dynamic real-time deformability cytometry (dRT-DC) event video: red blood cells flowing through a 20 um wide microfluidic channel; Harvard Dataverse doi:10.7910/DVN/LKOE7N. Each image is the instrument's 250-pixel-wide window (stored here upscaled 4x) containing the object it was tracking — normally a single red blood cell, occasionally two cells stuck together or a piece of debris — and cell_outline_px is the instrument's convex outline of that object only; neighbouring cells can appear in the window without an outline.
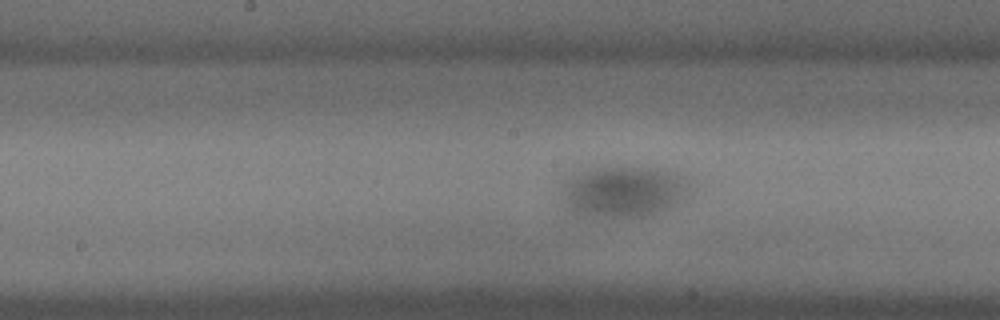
{"species": "common noctule bat (a hibernating species)", "species_latin": "Nyctalus noctula", "temperature_condition": "cold", "stored_images_in_passage": 49, "camera_frame_rate_fps": 3000, "um_per_image_px": 0.085, "animal": {"sex": "male", "body_mass_g": 18.8}, "frame": {"image": 1, "passage_image": 23, "time_ms": 7.333, "image_size_px": [1000, 320], "cell_outline_px": [[692, 192], [676, 204], [668, 208], [644, 216], [592, 216], [572, 212], [564, 208], [560, 204], [560, 184], [572, 176], [588, 168], [660, 168], [680, 176], [688, 184]], "centroid_in_image_um": [52.9, 16.29], "position_along_channel_um": 195.3, "area_um2": 38.15}}
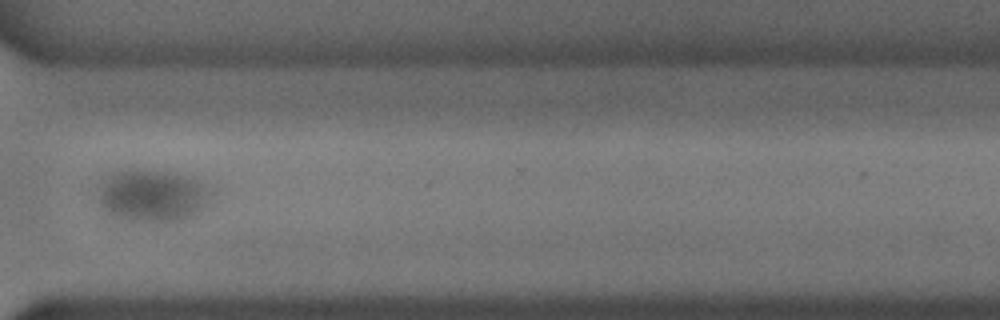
{"frame": {"image": 2, "passage_image": 36, "time_ms": 11.667, "image_size_px": [1000, 320], "cell_outline_px": [[216, 192], [208, 204], [200, 212], [192, 216], [180, 220], [120, 220], [104, 216], [96, 204], [100, 184], [116, 168], [144, 168], [168, 172], [184, 176], [196, 180], [212, 188]], "centroid_in_image_um": [12.87, 16.61], "position_along_channel_um": 357.7, "area_um2": 35.72}}
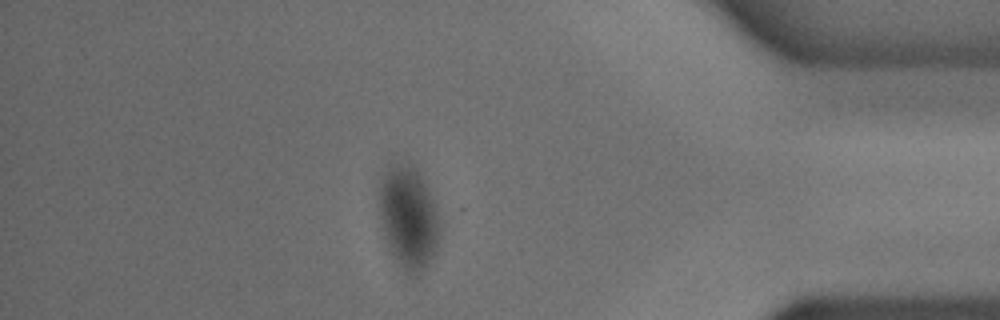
{"frame": {"image": 3, "passage_image": 42, "time_ms": 13.667, "image_size_px": [1000, 320], "cell_outline_px": [[440, 236], [436, 248], [428, 264], [412, 280], [396, 264], [388, 248], [384, 236], [380, 216], [380, 184], [388, 164], [412, 164], [416, 168], [424, 180], [440, 216]], "centroid_in_image_um": [34.73, 18.55], "position_along_channel_um": 400.5, "area_um2": 36.76}}